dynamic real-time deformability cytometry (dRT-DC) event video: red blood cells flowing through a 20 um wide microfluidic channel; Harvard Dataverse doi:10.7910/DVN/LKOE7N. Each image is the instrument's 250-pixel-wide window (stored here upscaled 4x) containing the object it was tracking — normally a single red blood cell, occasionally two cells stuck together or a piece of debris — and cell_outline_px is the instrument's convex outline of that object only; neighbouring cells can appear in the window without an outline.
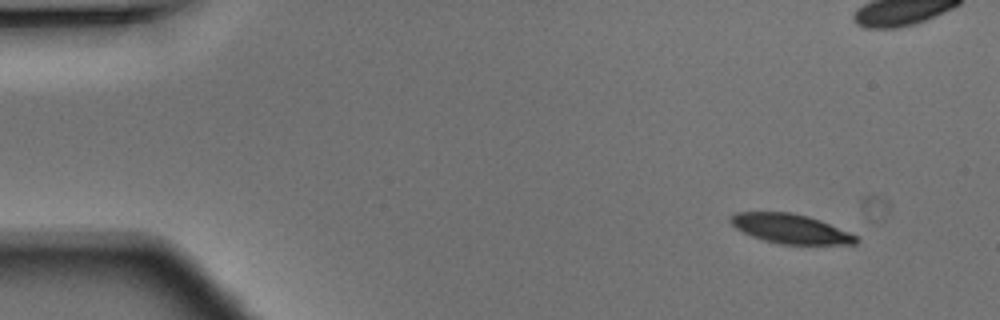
{"species": "Egyptian fruit bat (a non-hibernating species)", "species_latin": "Rousettus aegyptiacus", "temperature_condition": "warm", "stored_images_in_passage": 46, "camera_frame_rate_fps": 3000, "um_per_image_px": 0.085, "animal": {"sex": "male"}, "frame": {"image": 1, "passage_image": 1, "time_ms": 0.0, "image_size_px": [1000, 320], "cell_outline_px": [[860, 240], [856, 244], [780, 244], [764, 240], [752, 236], [736, 228], [728, 220], [736, 212], [792, 212], [808, 216], [820, 220], [848, 232], [856, 236]], "centroid_in_image_um": [67.19, 19.44], "position_along_channel_um": 17.8, "area_um2": 21.33}}
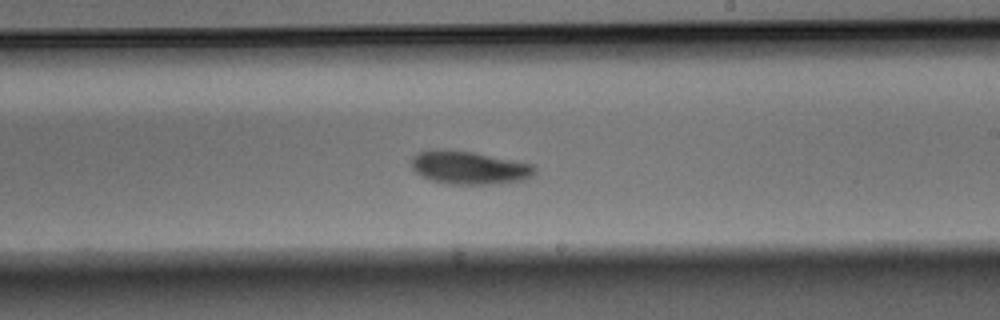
{"frame": {"image": 2, "passage_image": 25, "time_ms": 8.0, "image_size_px": [1000, 320], "cell_outline_px": [[536, 172], [532, 176], [524, 180], [492, 184], [448, 184], [432, 180], [416, 172], [412, 168], [412, 156], [420, 152], [448, 148], [472, 152], [536, 164]], "centroid_in_image_um": [39.93, 14.24], "position_along_channel_um": 249.1, "area_um2": 23.87}}
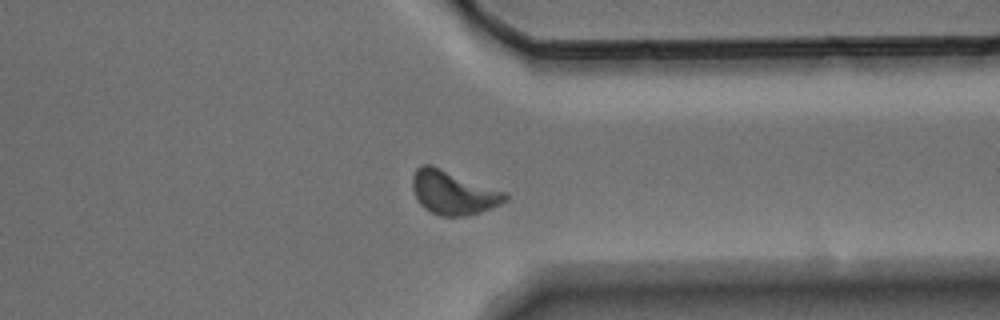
{"frame": {"image": 3, "passage_image": 34, "time_ms": 11.0, "image_size_px": [1000, 320], "cell_outline_px": [[508, 200], [492, 208], [480, 212], [464, 216], [444, 216], [432, 212], [424, 208], [420, 204], [412, 188], [412, 176], [416, 168], [420, 164], [432, 164], [508, 192]], "centroid_in_image_um": [38.54, 16.34], "position_along_channel_um": 372.9, "area_um2": 23.99}}